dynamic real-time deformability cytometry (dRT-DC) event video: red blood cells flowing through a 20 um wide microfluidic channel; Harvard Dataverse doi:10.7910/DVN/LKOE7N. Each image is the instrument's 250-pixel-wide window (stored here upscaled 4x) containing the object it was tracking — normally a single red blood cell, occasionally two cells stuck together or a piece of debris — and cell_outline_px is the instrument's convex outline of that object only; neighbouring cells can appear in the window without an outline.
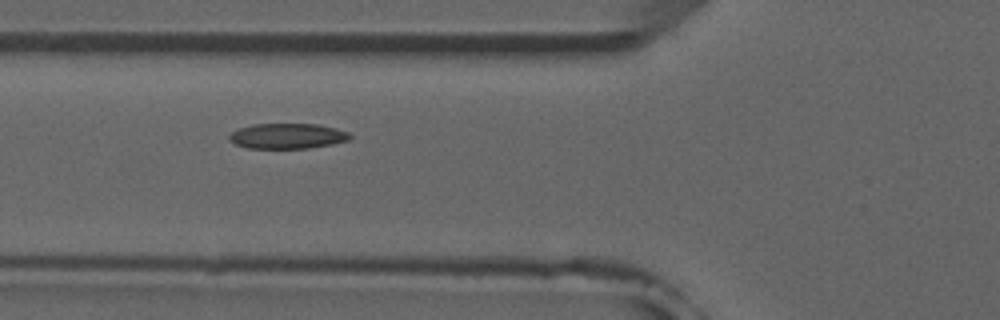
{"species": "common noctule bat (a hibernating species)", "species_latin": "Nyctalus noctula", "temperature_condition": "room temperature", "stored_images_in_passage": 40, "camera_frame_rate_fps": 3000, "um_per_image_px": 0.085, "animal": {"sex": "male", "forearm_length_mm": 52.5}, "frame": {"image": 1, "passage_image": 7, "time_ms": 2.0, "image_size_px": [1000, 320], "cell_outline_px": [[352, 136], [348, 140], [332, 144], [308, 148], [248, 148], [236, 144], [228, 136], [232, 132], [240, 128], [252, 124], [316, 124], [336, 128], [348, 132]], "centroid_in_image_um": [24.45, 11.56], "position_along_channel_um": 101.3, "area_um2": 17.63}, "authors_computed_cell_mechanics": {"area_um2": 17.9758, "velocity_mm_per_s": 3.8949, "shape_relaxation_time_tau1_ms": null, "shape_relaxation_time_tau2_ms": 3.0804, "deformation_change_tau1": null, "deformation_change_tau2": 0.0844}}